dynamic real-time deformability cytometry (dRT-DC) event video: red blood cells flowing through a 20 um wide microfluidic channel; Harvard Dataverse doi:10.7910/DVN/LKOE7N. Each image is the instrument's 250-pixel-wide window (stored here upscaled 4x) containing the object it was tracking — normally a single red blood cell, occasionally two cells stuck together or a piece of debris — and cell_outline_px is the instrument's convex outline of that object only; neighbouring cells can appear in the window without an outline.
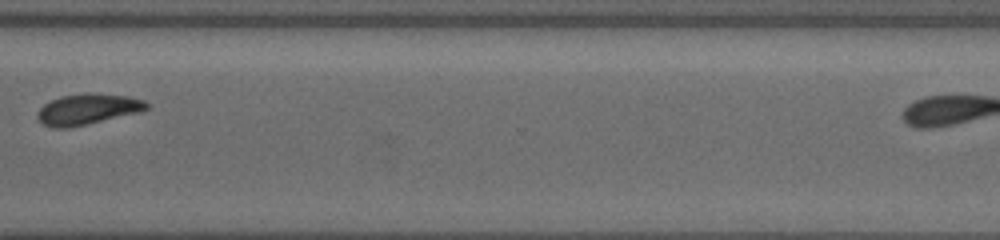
{"species": "common noctule bat (a hibernating species)", "species_latin": "Nyctalus noctula", "temperature_condition": "cold", "stored_images_in_passage": 18, "camera_frame_rate_fps": 3000, "um_per_image_px": 0.085, "animal": {"sex": "female", "body_mass_g": 19.5, "forearm_length_mm": 54.1}, "frame": {"image": 1, "passage_image": 16, "time_ms": 14.333, "image_size_px": [1000, 240], "cell_outline_px": [[148, 108], [140, 112], [88, 124], [64, 128], [56, 128], [44, 124], [36, 116], [36, 112], [44, 104], [60, 96], [128, 96], [144, 100], [148, 104]], "centroid_in_image_um": [7.43, 9.33], "position_along_channel_um": 363.2, "area_um2": 18.55}}